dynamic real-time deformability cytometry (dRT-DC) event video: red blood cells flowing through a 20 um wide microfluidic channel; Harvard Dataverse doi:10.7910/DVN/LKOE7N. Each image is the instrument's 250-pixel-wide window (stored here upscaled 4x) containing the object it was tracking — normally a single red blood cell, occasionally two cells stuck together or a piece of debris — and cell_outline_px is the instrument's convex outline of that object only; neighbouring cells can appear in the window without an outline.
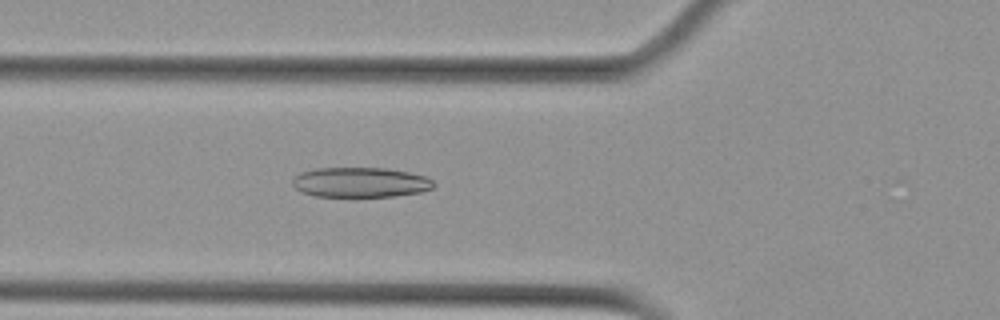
{"species": "Egyptian fruit bat (a non-hibernating species)", "species_latin": "Rousettus aegyptiacus", "temperature_condition": "cold", "stored_images_in_passage": 55, "camera_frame_rate_fps": 3000, "um_per_image_px": 0.085, "animal": {"sex": "female"}, "frame": {"image": 1, "passage_image": 19, "time_ms": 6.0, "image_size_px": [1000, 320], "cell_outline_px": [[436, 184], [432, 188], [420, 192], [396, 196], [316, 196], [300, 192], [292, 184], [292, 180], [300, 172], [316, 168], [388, 168], [428, 176]], "centroid_in_image_um": [30.65, 15.49], "position_along_channel_um": 95.2, "area_um2": 24.74}}
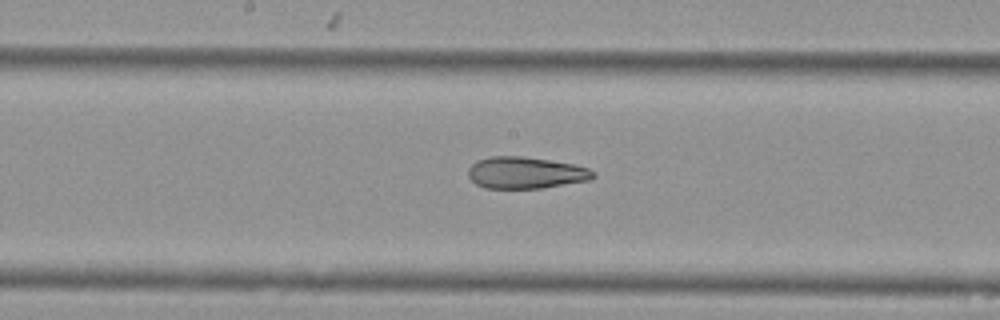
{"frame": {"image": 2, "passage_image": 28, "time_ms": 9.0, "image_size_px": [1000, 320], "cell_outline_px": [[596, 176], [592, 180], [540, 188], [484, 188], [476, 184], [468, 176], [468, 168], [476, 160], [488, 156], [520, 156], [548, 160], [572, 164], [588, 168], [596, 172]], "centroid_in_image_um": [44.67, 14.68], "position_along_channel_um": 203.5, "area_um2": 23.18}}
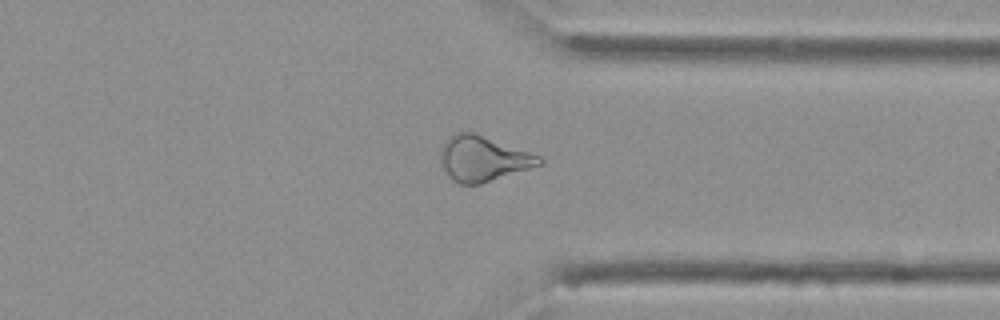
{"frame": {"image": 3, "passage_image": 42, "time_ms": 13.667, "image_size_px": [1000, 320], "cell_outline_px": [[544, 164], [480, 184], [460, 184], [452, 180], [444, 168], [440, 156], [440, 148], [444, 140], [448, 136], [460, 132], [472, 132], [540, 156], [544, 160]], "centroid_in_image_um": [41.05, 13.49], "position_along_channel_um": 370.4, "area_um2": 25.78}, "authors_computed_cell_mechanics": {"area_um2": 27.3394, "velocity_mm_per_s": 3.5997, "shape_relaxation_time_tau1_ms": null, "shape_relaxation_time_tau2_ms": 3.8923, "deformation_change_tau1": null, "deformation_change_tau2": 0.1206}}